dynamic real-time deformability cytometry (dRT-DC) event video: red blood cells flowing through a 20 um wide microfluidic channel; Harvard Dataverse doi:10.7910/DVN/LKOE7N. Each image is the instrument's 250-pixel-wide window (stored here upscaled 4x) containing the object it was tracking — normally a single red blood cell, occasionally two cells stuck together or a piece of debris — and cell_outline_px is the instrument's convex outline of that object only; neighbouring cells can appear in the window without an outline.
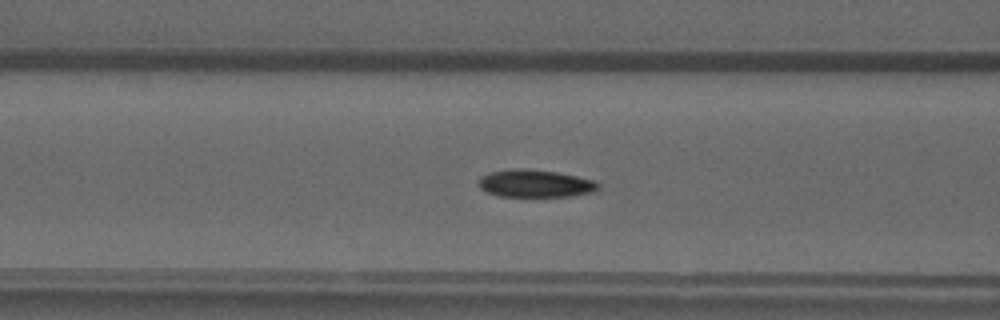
{"species": "common noctule bat (a hibernating species)", "species_latin": "Nyctalus noctula", "temperature_condition": "warm", "stored_images_in_passage": 43, "camera_frame_rate_fps": 3000, "um_per_image_px": 0.085, "animal": {"sex": "male", "forearm_length_mm": 52.5}, "frame": {"image": 1, "passage_image": 20, "time_ms": 6.333, "image_size_px": [1000, 320], "cell_outline_px": [[600, 188], [592, 192], [572, 196], [500, 196], [488, 192], [480, 188], [480, 176], [492, 172], [520, 168], [556, 172], [576, 176], [592, 180], [600, 184]], "centroid_in_image_um": [45.52, 15.6], "position_along_channel_um": 121.1, "area_um2": 18.84}}
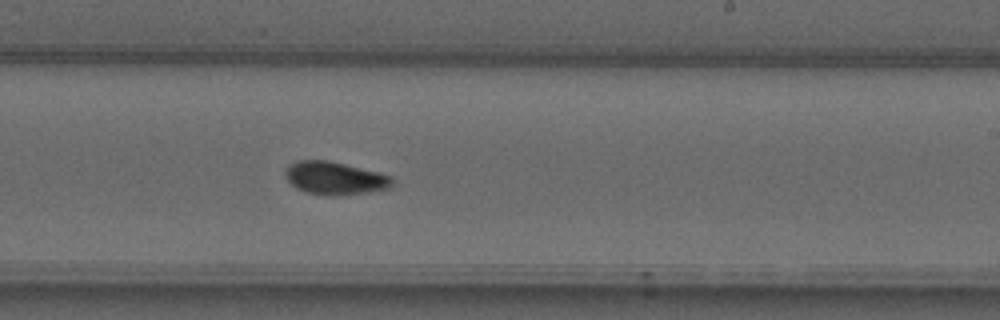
{"frame": {"image": 2, "passage_image": 30, "time_ms": 9.667, "image_size_px": [1000, 320], "cell_outline_px": [[392, 188], [340, 196], [328, 196], [304, 192], [296, 188], [284, 176], [284, 172], [292, 164], [300, 160], [328, 160], [392, 176]], "centroid_in_image_um": [28.46, 15.16], "position_along_channel_um": 260.5, "area_um2": 20.4}}
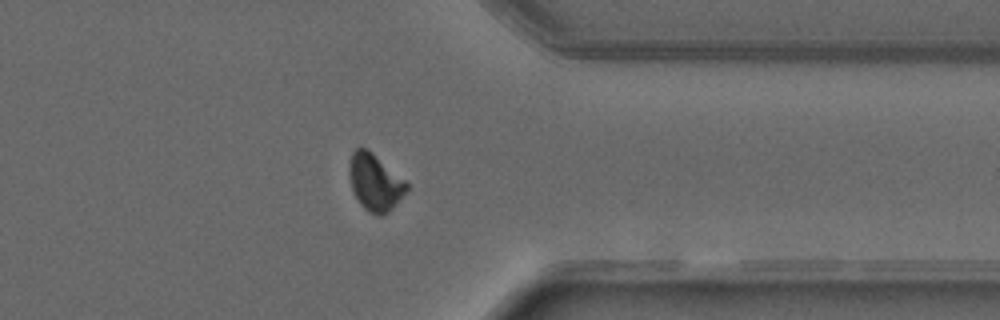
{"frame": {"image": 3, "passage_image": 39, "time_ms": 12.667, "image_size_px": [1000, 320], "cell_outline_px": [[408, 188], [392, 208], [384, 216], [376, 216], [368, 212], [360, 204], [352, 192], [348, 172], [348, 168], [352, 152], [356, 148], [364, 148], [372, 152], [404, 180], [408, 184]], "centroid_in_image_um": [31.83, 15.52], "position_along_channel_um": 379.6, "area_um2": 18.9}}